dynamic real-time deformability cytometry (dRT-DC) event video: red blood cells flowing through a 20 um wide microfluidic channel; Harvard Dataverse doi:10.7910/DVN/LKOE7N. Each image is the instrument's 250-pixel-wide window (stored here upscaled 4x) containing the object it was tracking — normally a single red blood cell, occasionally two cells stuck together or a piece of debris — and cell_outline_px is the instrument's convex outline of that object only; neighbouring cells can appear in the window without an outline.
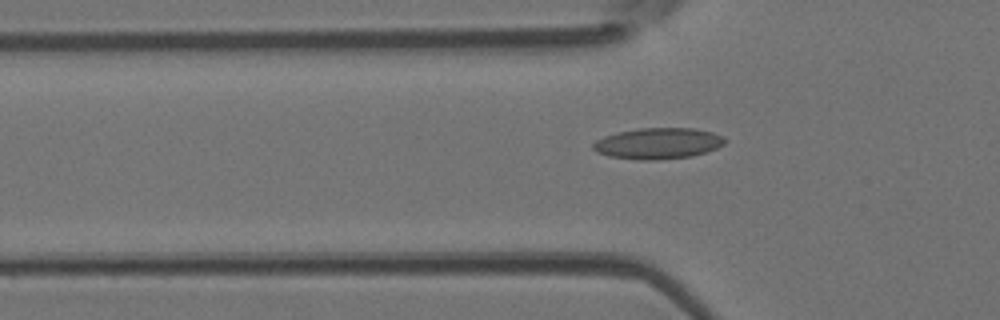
{"species": "Egyptian fruit bat (a non-hibernating species)", "species_latin": "Rousettus aegyptiacus", "temperature_condition": "room temperature", "stored_images_in_passage": 47, "camera_frame_rate_fps": 3000, "um_per_image_px": 0.085, "animal": {"sex": "female"}, "frame": {"image": 1, "passage_image": 17, "time_ms": 5.333, "image_size_px": [1000, 320], "cell_outline_px": [[728, 140], [724, 144], [716, 148], [692, 156], [656, 160], [636, 160], [608, 156], [596, 152], [592, 148], [592, 144], [596, 140], [604, 136], [616, 132], [640, 128], [692, 128], [712, 132], [724, 136]], "centroid_in_image_um": [55.91, 12.19], "position_along_channel_um": 69.9, "area_um2": 24.04}}
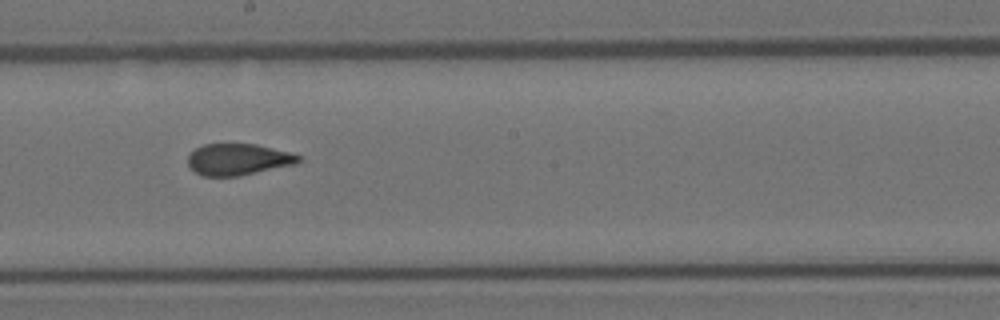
{"frame": {"image": 2, "passage_image": 29, "time_ms": 9.333, "image_size_px": [1000, 320], "cell_outline_px": [[304, 156], [296, 164], [240, 176], [200, 176], [188, 164], [188, 156], [196, 148], [204, 144], [256, 144], [292, 152]], "centroid_in_image_um": [20.29, 13.55], "position_along_channel_um": 227.9, "area_um2": 20.46}}
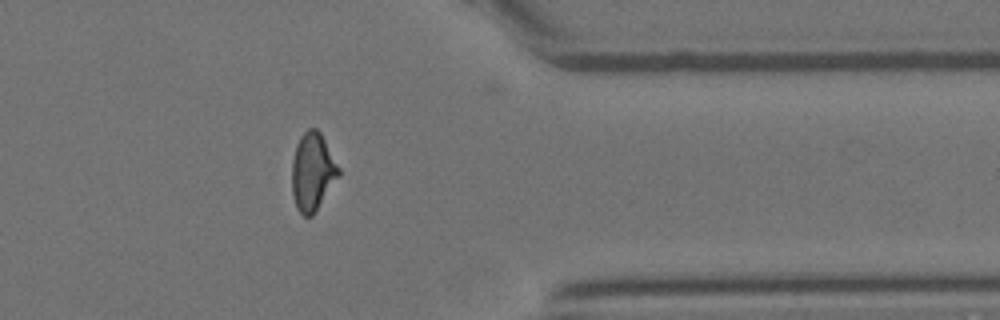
{"frame": {"image": 3, "passage_image": 42, "time_ms": 13.667, "image_size_px": [1000, 320], "cell_outline_px": [[340, 176], [312, 216], [304, 216], [296, 208], [292, 192], [292, 160], [296, 144], [300, 136], [308, 128], [316, 128], [320, 132], [340, 168]], "centroid_in_image_um": [26.57, 14.6], "position_along_channel_um": 384.8, "area_um2": 21.27}, "authors_computed_cell_mechanics": {"area_um2": 21.675, "velocity_mm_per_s": 3.9315, "shape_relaxation_time_tau1_ms": 8.7474, "shape_relaxation_time_tau2_ms": 1.3013, "deformation_change_tau1": 0.2177, "deformation_change_tau2": 0.067}}